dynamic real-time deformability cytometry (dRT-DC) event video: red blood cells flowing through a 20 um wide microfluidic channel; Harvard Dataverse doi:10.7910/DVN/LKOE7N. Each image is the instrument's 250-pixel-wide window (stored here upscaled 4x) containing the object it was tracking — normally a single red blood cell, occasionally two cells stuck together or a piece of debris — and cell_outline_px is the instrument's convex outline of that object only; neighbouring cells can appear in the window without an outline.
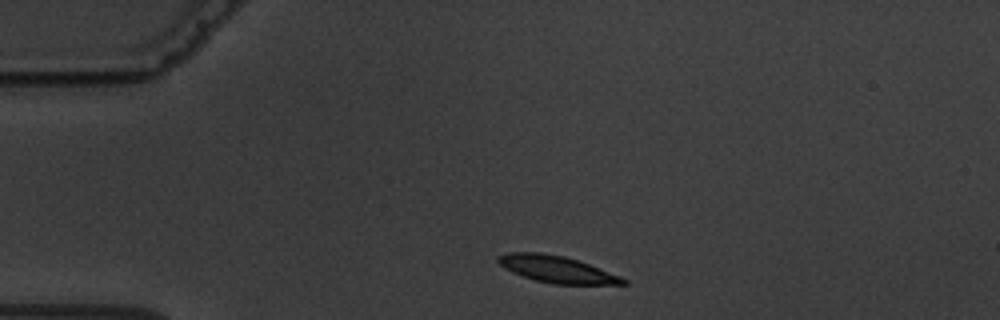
{"species": "common noctule bat (a hibernating species)", "species_latin": "Nyctalus noctula", "temperature_condition": "warm", "stored_images_in_passage": 2, "camera_frame_rate_fps": 3000, "um_per_image_px": 0.085, "animal": {"sex": "male", "body_mass_g": 19.5, "forearm_length_mm": 54.6}, "frame": {"image": 1, "passage_image": 1, "time_ms": 0.0, "image_size_px": [1000, 320], "cell_outline_px": [[628, 284], [552, 284], [536, 280], [512, 272], [504, 268], [496, 260], [496, 256], [508, 252], [544, 252], [564, 256], [588, 264], [620, 276], [628, 280]], "centroid_in_image_um": [47.29, 22.87], "position_along_channel_um": 37.7, "area_um2": 19.42}}